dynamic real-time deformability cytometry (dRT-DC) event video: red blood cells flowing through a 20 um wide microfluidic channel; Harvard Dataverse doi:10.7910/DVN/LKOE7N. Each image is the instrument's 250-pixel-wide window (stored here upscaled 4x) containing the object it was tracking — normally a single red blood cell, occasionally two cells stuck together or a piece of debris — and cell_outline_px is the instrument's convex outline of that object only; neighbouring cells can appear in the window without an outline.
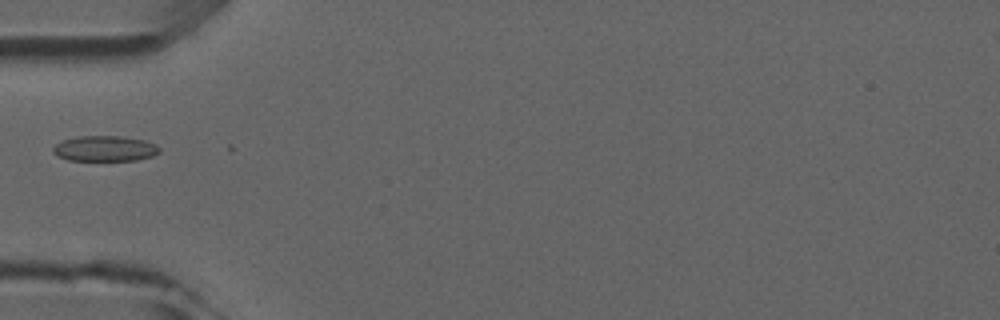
{"species": "common noctule bat (a hibernating species)", "species_latin": "Nyctalus noctula", "temperature_condition": "room temperature", "stored_images_in_passage": 2, "camera_frame_rate_fps": 3000, "um_per_image_px": 0.085, "animal": {"sex": "male", "forearm_length_mm": 52.5}, "frame": {"image": 1, "passage_image": 2, "time_ms": 1.0, "image_size_px": [1000, 320], "cell_outline_px": [[160, 152], [152, 156], [136, 160], [68, 160], [56, 156], [52, 152], [52, 148], [56, 144], [64, 140], [76, 136], [120, 136], [144, 140], [156, 144], [160, 148]], "centroid_in_image_um": [8.9, 12.62], "position_along_channel_um": 76.1, "area_um2": 15.84}}